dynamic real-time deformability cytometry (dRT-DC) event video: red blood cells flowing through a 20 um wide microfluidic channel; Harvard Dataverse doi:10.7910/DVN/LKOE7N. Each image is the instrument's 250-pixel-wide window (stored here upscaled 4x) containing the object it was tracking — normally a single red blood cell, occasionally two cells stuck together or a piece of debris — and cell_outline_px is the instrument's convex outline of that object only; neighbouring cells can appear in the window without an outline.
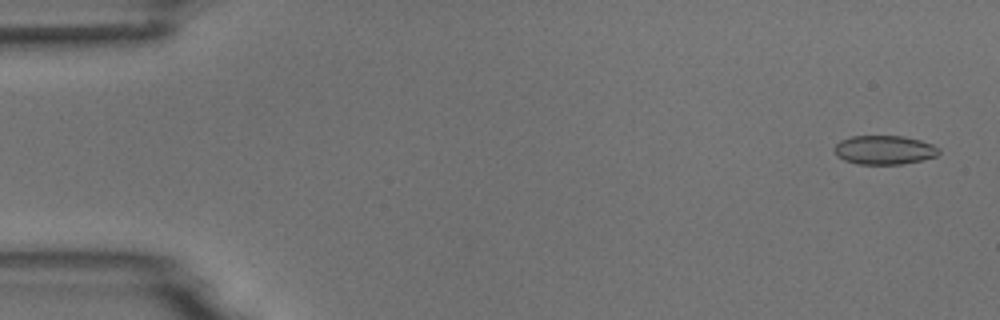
{"species": "common noctule bat (a hibernating species)", "species_latin": "Nyctalus noctula", "temperature_condition": "room temperature", "stored_images_in_passage": 11, "camera_frame_rate_fps": 3000, "um_per_image_px": 0.085, "animal": {"sex": "male", "body_mass_g": 18.8}, "frame": {"image": 1, "passage_image": 1, "time_ms": 0.0, "image_size_px": [1000, 320], "cell_outline_px": [[940, 152], [936, 156], [920, 160], [900, 164], [856, 164], [844, 160], [836, 156], [832, 148], [840, 140], [852, 136], [900, 136], [920, 140], [932, 144], [940, 148]], "centroid_in_image_um": [75.12, 12.74], "position_along_channel_um": 9.9, "area_um2": 17.69}}
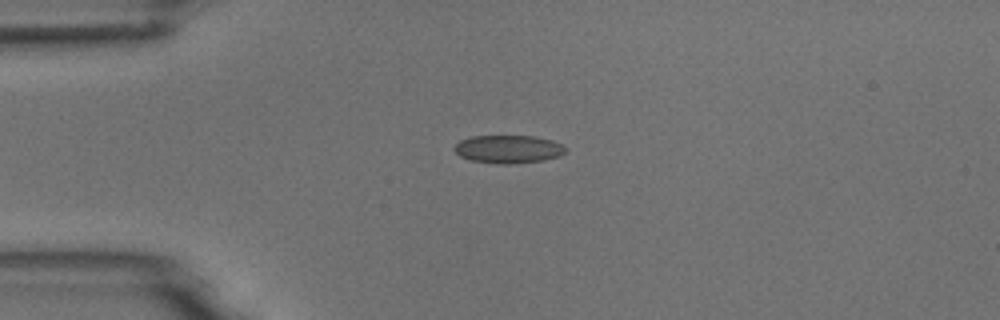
{"frame": {"image": 2, "passage_image": 4, "time_ms": 3.667, "image_size_px": [1000, 320], "cell_outline_px": [[564, 152], [560, 156], [544, 160], [508, 164], [500, 164], [472, 160], [460, 156], [452, 148], [460, 140], [472, 136], [532, 136], [552, 140], [560, 144], [564, 148]], "centroid_in_image_um": [43.17, 12.67], "position_along_channel_um": 41.8, "area_um2": 17.98}}